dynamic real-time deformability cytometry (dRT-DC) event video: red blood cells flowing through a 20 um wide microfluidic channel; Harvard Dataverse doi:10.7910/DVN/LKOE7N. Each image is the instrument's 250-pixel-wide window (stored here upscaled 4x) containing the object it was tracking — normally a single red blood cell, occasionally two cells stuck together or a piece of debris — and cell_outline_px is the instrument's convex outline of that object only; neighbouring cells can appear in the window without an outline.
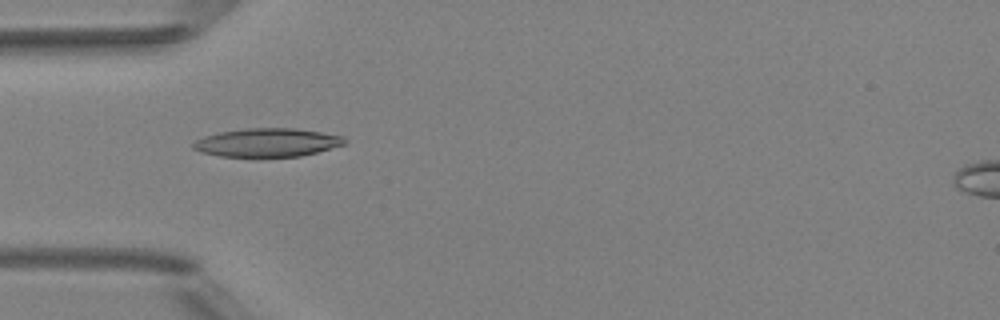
{"species": "Egyptian fruit bat (a non-hibernating species)", "species_latin": "Rousettus aegyptiacus", "temperature_condition": "room temperature", "stored_images_in_passage": 3, "camera_frame_rate_fps": 3000, "um_per_image_px": 0.085, "animal": {"sex": "female"}, "frame": {"image": 1, "passage_image": 2, "time_ms": 1.0, "image_size_px": [1000, 320], "cell_outline_px": [[348, 140], [344, 144], [316, 152], [300, 156], [220, 156], [200, 152], [192, 148], [192, 144], [196, 140], [204, 136], [220, 132], [244, 128], [296, 128], [344, 136]], "centroid_in_image_um": [22.7, 12.1], "position_along_channel_um": 62.3, "area_um2": 24.97}}
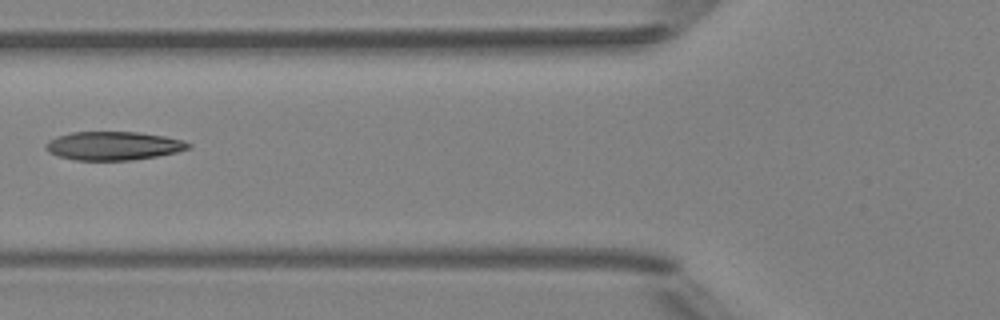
{"frame": {"image": 2, "passage_image": 3, "time_ms": 2.333, "image_size_px": [1000, 320], "cell_outline_px": [[192, 148], [176, 152], [156, 156], [132, 160], [76, 160], [60, 156], [48, 152], [44, 148], [44, 144], [48, 140], [56, 136], [72, 132], [136, 132], [164, 136], [184, 140], [192, 144]], "centroid_in_image_um": [9.63, 12.39], "position_along_channel_um": 116.2, "area_um2": 23.81}}